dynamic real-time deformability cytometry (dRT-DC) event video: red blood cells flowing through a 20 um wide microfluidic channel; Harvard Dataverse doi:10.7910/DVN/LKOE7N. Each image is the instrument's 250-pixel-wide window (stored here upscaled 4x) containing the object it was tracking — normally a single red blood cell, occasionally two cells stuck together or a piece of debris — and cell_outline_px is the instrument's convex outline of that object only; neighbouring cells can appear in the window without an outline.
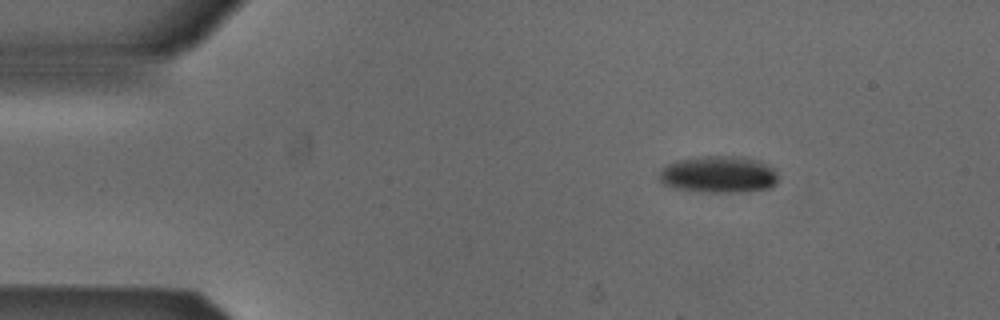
{"species": "Egyptian fruit bat (a non-hibernating species)", "species_latin": "Rousettus aegyptiacus", "temperature_condition": "cold", "stored_images_in_passage": 46, "camera_frame_rate_fps": 3000, "um_per_image_px": 0.085, "animal": {"sex": "male"}, "frame": {"image": 1, "passage_image": 1, "time_ms": 0.0, "image_size_px": [1000, 320], "cell_outline_px": [[776, 184], [772, 188], [748, 192], [700, 192], [676, 188], [664, 184], [660, 180], [660, 172], [668, 164], [676, 160], [700, 156], [748, 156], [760, 160], [772, 168], [776, 172]], "centroid_in_image_um": [61.13, 14.82], "position_along_channel_um": 23.9, "area_um2": 25.84}}
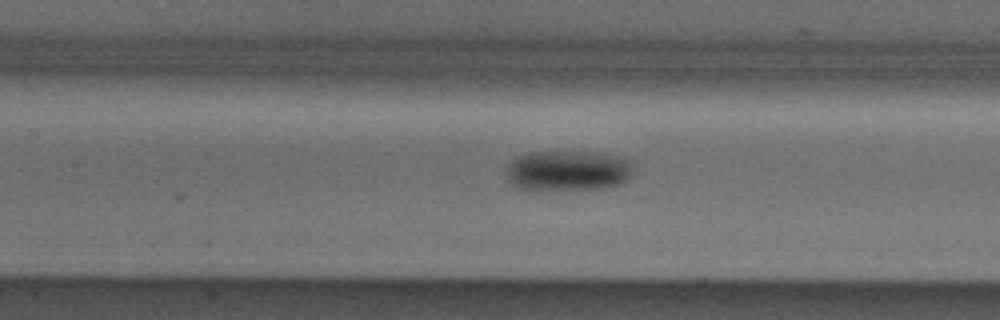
{"frame": {"image": 2, "passage_image": 17, "time_ms": 5.333, "image_size_px": [1000, 320], "cell_outline_px": [[632, 164], [628, 180], [620, 184], [604, 188], [516, 188], [504, 176], [504, 172], [508, 164], [516, 156], [528, 152], [592, 152], [612, 156], [628, 160]], "centroid_in_image_um": [48.19, 14.48], "position_along_channel_um": 159.2, "area_um2": 29.36}}
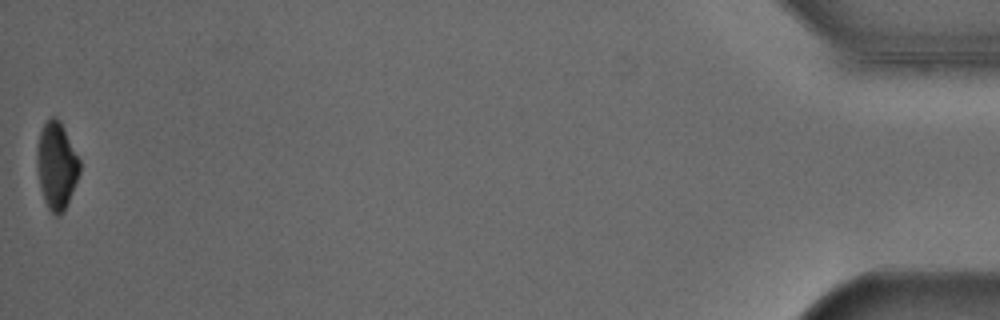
{"frame": {"image": 3, "passage_image": 46, "time_ms": 15.0, "image_size_px": [1000, 320], "cell_outline_px": [[80, 172], [68, 204], [64, 212], [60, 216], [56, 216], [48, 208], [44, 200], [40, 188], [36, 164], [36, 148], [40, 132], [44, 124], [52, 116], [56, 116], [60, 120], [80, 160]], "centroid_in_image_um": [4.8, 14.09], "position_along_channel_um": 430.4, "area_um2": 21.91}, "authors_computed_cell_mechanics": {"area_um2": 27.6284, "velocity_mm_per_s": 3.8696, "shape_relaxation_time_tau1_ms": 2.571, "shape_relaxation_time_tau2_ms": null, "deformation_change_tau1": 0.0888, "deformation_change_tau2": null}}